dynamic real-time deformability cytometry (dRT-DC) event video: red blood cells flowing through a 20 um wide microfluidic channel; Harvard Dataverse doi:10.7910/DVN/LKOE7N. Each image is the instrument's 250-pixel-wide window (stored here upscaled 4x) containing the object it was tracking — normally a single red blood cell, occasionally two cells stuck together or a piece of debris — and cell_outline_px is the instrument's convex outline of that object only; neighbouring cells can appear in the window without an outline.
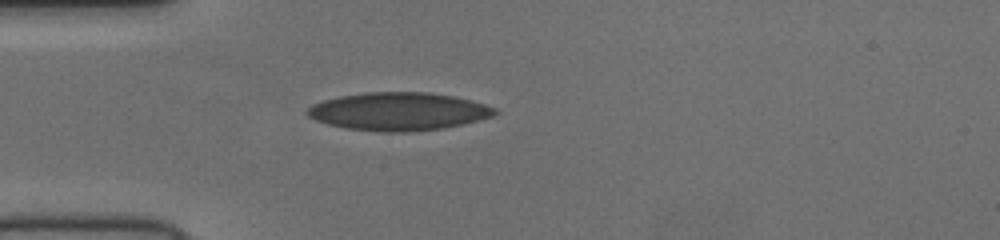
{"species": "human", "species_latin": "Homo sapiens", "temperature_condition": "cold", "stored_images_in_passage": 38, "camera_frame_rate_fps": 3000, "um_per_image_px": 0.085, "donor": {"sex": "female"}, "frame": {"image": 1, "passage_image": 1, "time_ms": 0.0, "image_size_px": [1000, 240], "cell_outline_px": [[500, 112], [492, 116], [460, 124], [440, 128], [404, 132], [384, 132], [348, 128], [328, 124], [316, 120], [308, 116], [304, 112], [312, 104], [324, 100], [340, 96], [364, 92], [428, 92], [452, 96], [484, 104], [496, 108]], "centroid_in_image_um": [33.83, 9.46], "position_along_channel_um": 51.2, "area_um2": 41.1}}
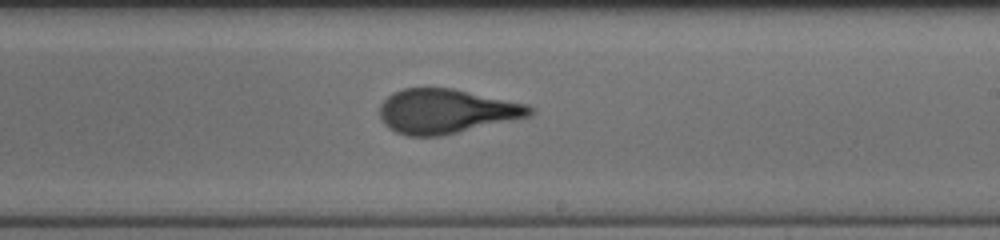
{"frame": {"image": 2, "passage_image": 17, "time_ms": 5.333, "image_size_px": [1000, 240], "cell_outline_px": [[532, 112], [528, 116], [440, 136], [408, 136], [396, 132], [388, 128], [384, 124], [380, 116], [380, 104], [392, 92], [404, 88], [452, 88], [528, 104], [532, 108]], "centroid_in_image_um": [37.87, 9.45], "position_along_channel_um": 251.1, "area_um2": 38.49}}
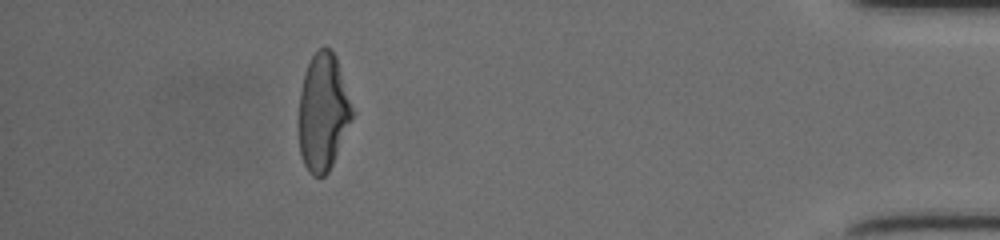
{"frame": {"image": 3, "passage_image": 33, "time_ms": 10.667, "image_size_px": [1000, 240], "cell_outline_px": [[352, 116], [332, 164], [328, 172], [324, 176], [312, 176], [308, 172], [300, 156], [300, 92], [304, 76], [308, 64], [312, 56], [320, 48], [328, 48], [336, 56], [352, 108]], "centroid_in_image_um": [27.44, 9.56], "position_along_channel_um": 407.8, "area_um2": 35.43}}